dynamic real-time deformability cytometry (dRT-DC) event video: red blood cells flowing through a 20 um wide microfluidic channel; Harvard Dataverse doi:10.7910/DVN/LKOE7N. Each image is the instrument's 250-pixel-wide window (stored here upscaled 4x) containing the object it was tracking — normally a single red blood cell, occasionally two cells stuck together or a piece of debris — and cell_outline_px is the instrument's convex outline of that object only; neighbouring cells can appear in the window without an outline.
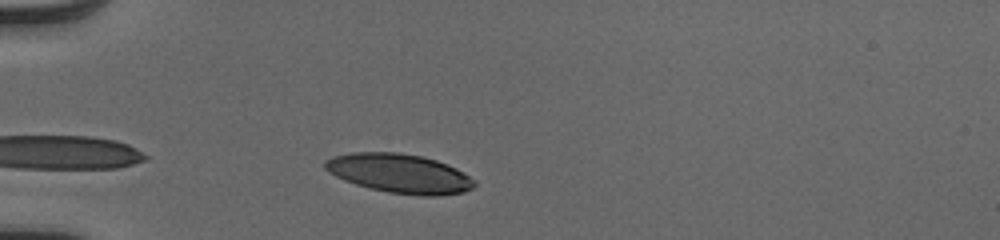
{"species": "human", "species_latin": "Homo sapiens", "temperature_condition": "cold", "stored_images_in_passage": 43, "camera_frame_rate_fps": 3000, "um_per_image_px": 0.085, "donor": {"sex": "male"}, "frame": {"image": 1, "passage_image": 7, "time_ms": 2.0, "image_size_px": [1000, 240], "cell_outline_px": [[476, 184], [472, 188], [464, 192], [436, 196], [420, 196], [388, 192], [356, 184], [344, 180], [328, 172], [324, 168], [324, 160], [332, 156], [352, 152], [400, 152], [420, 156], [436, 160], [456, 168], [476, 180]], "centroid_in_image_um": [33.95, 14.74], "position_along_channel_um": 51.0, "area_um2": 34.16}}
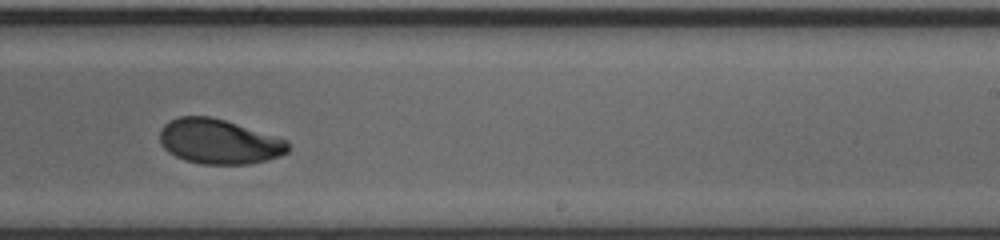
{"frame": {"image": 2, "passage_image": 25, "time_ms": 8.0, "image_size_px": [1000, 240], "cell_outline_px": [[288, 152], [280, 156], [268, 160], [248, 164], [200, 164], [184, 160], [168, 152], [160, 144], [160, 128], [168, 120], [180, 116], [212, 116], [276, 136], [288, 140]], "centroid_in_image_um": [18.59, 12.03], "position_along_channel_um": 270.4, "area_um2": 33.76}}
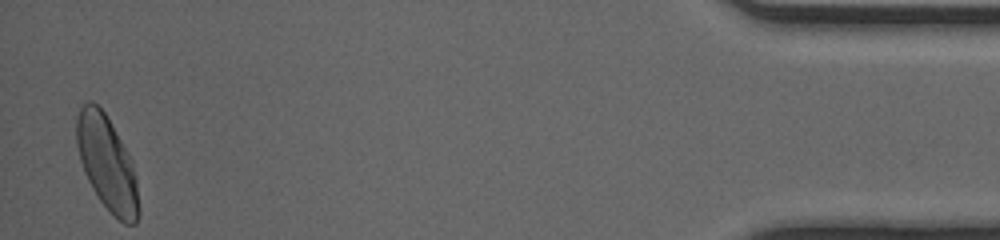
{"frame": {"image": 3, "passage_image": 42, "time_ms": 13.667, "image_size_px": [1000, 240], "cell_outline_px": [[140, 216], [136, 224], [124, 224], [100, 200], [92, 188], [84, 172], [80, 160], [76, 144], [76, 120], [80, 108], [88, 100], [92, 100], [104, 112], [128, 152], [132, 160], [136, 180], [140, 208]], "centroid_in_image_um": [9.1, 13.89], "position_along_channel_um": 426.1, "area_um2": 34.04}, "authors_computed_cell_mechanics": {"area_um2": 34.0442, "velocity_mm_per_s": 4.0772, "shape_relaxation_time_tau1_ms": 3.5485, "shape_relaxation_time_tau2_ms": 0.9507, "deformation_change_tau1": 0.1528, "deformation_change_tau2": 0.0431}}